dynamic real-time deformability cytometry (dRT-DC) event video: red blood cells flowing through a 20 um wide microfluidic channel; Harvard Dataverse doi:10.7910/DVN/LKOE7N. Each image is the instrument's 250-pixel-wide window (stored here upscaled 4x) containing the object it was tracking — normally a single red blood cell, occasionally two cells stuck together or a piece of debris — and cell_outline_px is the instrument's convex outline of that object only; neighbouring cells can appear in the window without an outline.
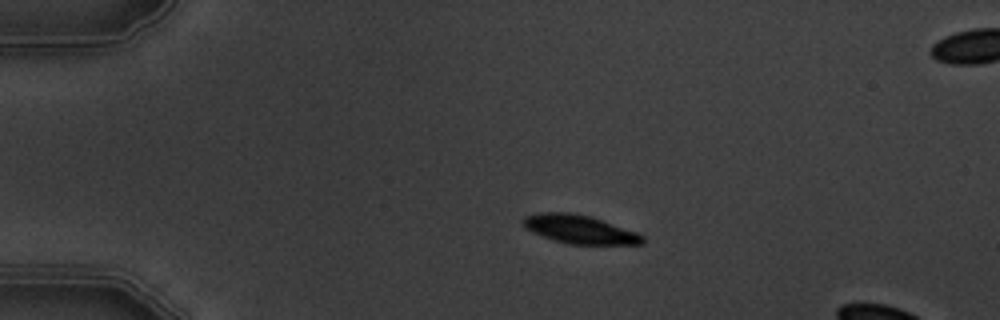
{"species": "common noctule bat (a hibernating species)", "species_latin": "Nyctalus noctula", "temperature_condition": "warm", "stored_images_in_passage": 6, "camera_frame_rate_fps": 3000, "um_per_image_px": 0.085, "animal": {"sex": "male", "body_mass_g": 19.5, "forearm_length_mm": 54.6}, "frame": {"image": 1, "passage_image": 4, "time_ms": 3.333, "image_size_px": [1000, 320], "cell_outline_px": [[644, 244], [568, 244], [532, 232], [524, 228], [520, 220], [524, 216], [536, 212], [572, 212], [592, 216], [636, 232], [644, 236]], "centroid_in_image_um": [49.22, 19.47], "position_along_channel_um": 35.8, "area_um2": 20.0}}